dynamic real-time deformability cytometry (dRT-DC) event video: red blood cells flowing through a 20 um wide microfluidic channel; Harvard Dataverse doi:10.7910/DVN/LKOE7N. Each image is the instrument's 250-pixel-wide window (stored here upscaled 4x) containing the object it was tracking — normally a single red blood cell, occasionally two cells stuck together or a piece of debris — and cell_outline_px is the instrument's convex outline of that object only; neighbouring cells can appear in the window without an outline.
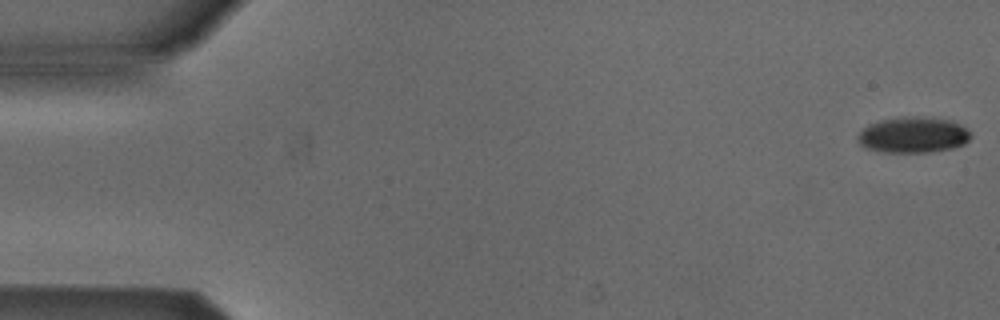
{"species": "Egyptian fruit bat (a non-hibernating species)", "species_latin": "Rousettus aegyptiacus", "temperature_condition": "cold", "stored_images_in_passage": 53, "camera_frame_rate_fps": 3000, "um_per_image_px": 0.085, "animal": {"sex": "male"}, "frame": {"image": 1, "passage_image": 1, "time_ms": 0.0, "image_size_px": [1000, 320], "cell_outline_px": [[972, 136], [964, 144], [952, 148], [928, 152], [884, 152], [868, 148], [860, 144], [860, 132], [864, 128], [872, 124], [884, 120], [952, 120], [960, 124]], "centroid_in_image_um": [77.67, 11.54], "position_along_channel_um": 7.3, "area_um2": 21.96}}
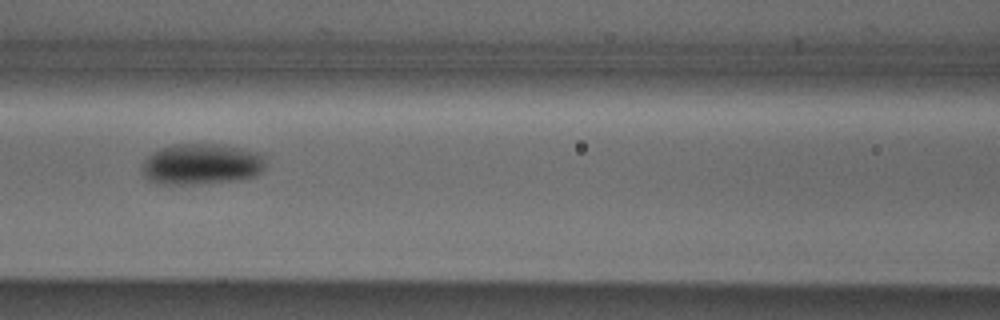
{"frame": {"image": 2, "passage_image": 23, "time_ms": 7.333, "image_size_px": [1000, 320], "cell_outline_px": [[264, 164], [260, 172], [252, 176], [232, 180], [192, 184], [160, 184], [148, 180], [140, 172], [140, 168], [144, 160], [152, 152], [172, 144], [216, 144], [240, 148], [256, 152], [264, 156]], "centroid_in_image_um": [17.03, 13.95], "position_along_channel_um": 149.6, "area_um2": 29.25}}
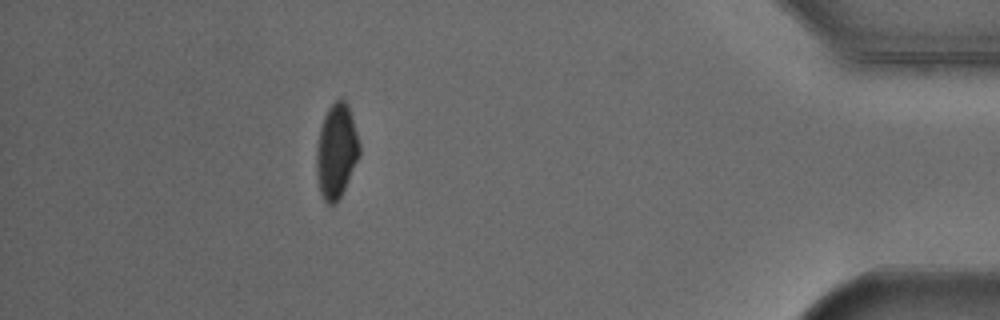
{"frame": {"image": 3, "passage_image": 47, "time_ms": 15.333, "image_size_px": [1000, 320], "cell_outline_px": [[360, 156], [336, 204], [328, 204], [324, 200], [320, 192], [316, 172], [316, 148], [320, 128], [324, 116], [328, 108], [336, 100], [344, 100], [348, 104], [360, 144]], "centroid_in_image_um": [28.59, 12.85], "position_along_channel_um": 406.6, "area_um2": 23.52}, "authors_computed_cell_mechanics": {"area_um2": 25.5476, "velocity_mm_per_s": 3.8903, "shape_relaxation_time_tau1_ms": 4.3355, "shape_relaxation_time_tau2_ms": null, "deformation_change_tau1": 0.1228, "deformation_change_tau2": null}}